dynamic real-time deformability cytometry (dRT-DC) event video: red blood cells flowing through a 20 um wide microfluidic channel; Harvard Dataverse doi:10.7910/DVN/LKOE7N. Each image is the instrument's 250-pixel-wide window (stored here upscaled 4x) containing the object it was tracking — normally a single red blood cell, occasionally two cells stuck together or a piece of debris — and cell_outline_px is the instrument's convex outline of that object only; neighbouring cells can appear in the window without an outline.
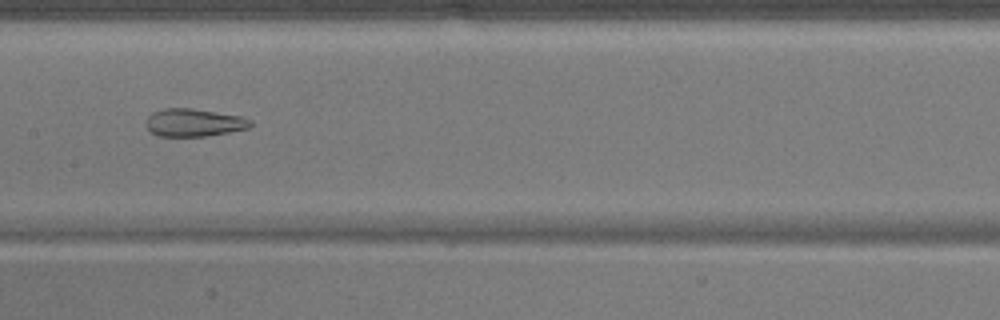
{"species": "common noctule bat (a hibernating species)", "species_latin": "Nyctalus noctula", "temperature_condition": "warm", "stored_images_in_passage": 52, "camera_frame_rate_fps": 3000, "um_per_image_px": 0.085, "animal": {"sex": "male", "body_mass_g": 17.9}, "frame": {"image": 1, "passage_image": 27, "time_ms": 8.667, "image_size_px": [1000, 320], "cell_outline_px": [[252, 124], [248, 128], [228, 132], [204, 136], [156, 136], [144, 124], [148, 116], [152, 112], [164, 108], [192, 108], [240, 116], [252, 120]], "centroid_in_image_um": [16.44, 10.41], "position_along_channel_um": 191.0, "area_um2": 16.88}}
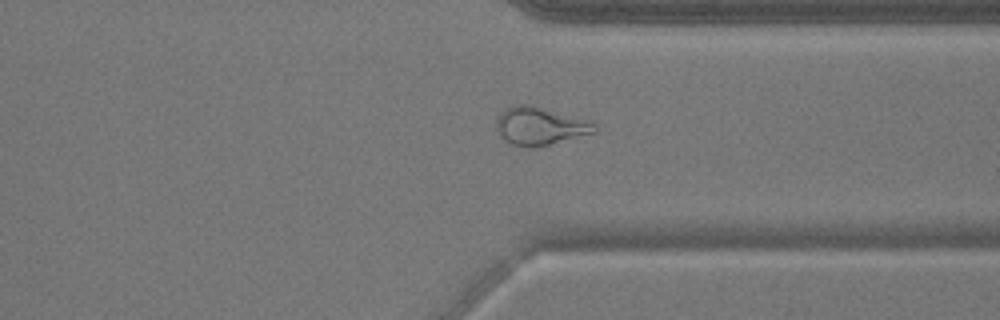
{"frame": {"image": 2, "passage_image": 40, "time_ms": 13.0, "image_size_px": [1000, 320], "cell_outline_px": [[596, 132], [532, 148], [524, 148], [508, 144], [500, 136], [496, 128], [496, 120], [500, 112], [504, 108], [512, 104], [528, 104], [592, 120], [596, 124]], "centroid_in_image_um": [45.86, 10.7], "position_along_channel_um": 365.5, "area_um2": 22.08}}
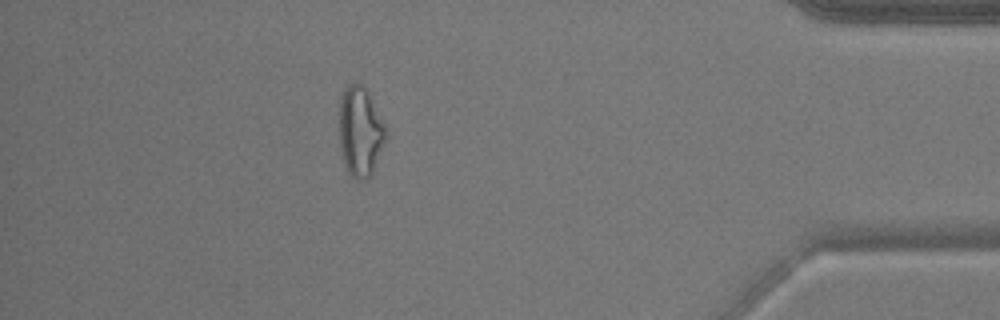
{"frame": {"image": 3, "passage_image": 46, "time_ms": 15.0, "image_size_px": [1000, 320], "cell_outline_px": [[384, 140], [372, 176], [364, 180], [356, 180], [348, 172], [344, 164], [340, 148], [340, 100], [344, 88], [352, 80], [356, 80], [364, 84], [384, 124]], "centroid_in_image_um": [30.59, 11.15], "position_along_channel_um": 404.6, "area_um2": 24.28}}